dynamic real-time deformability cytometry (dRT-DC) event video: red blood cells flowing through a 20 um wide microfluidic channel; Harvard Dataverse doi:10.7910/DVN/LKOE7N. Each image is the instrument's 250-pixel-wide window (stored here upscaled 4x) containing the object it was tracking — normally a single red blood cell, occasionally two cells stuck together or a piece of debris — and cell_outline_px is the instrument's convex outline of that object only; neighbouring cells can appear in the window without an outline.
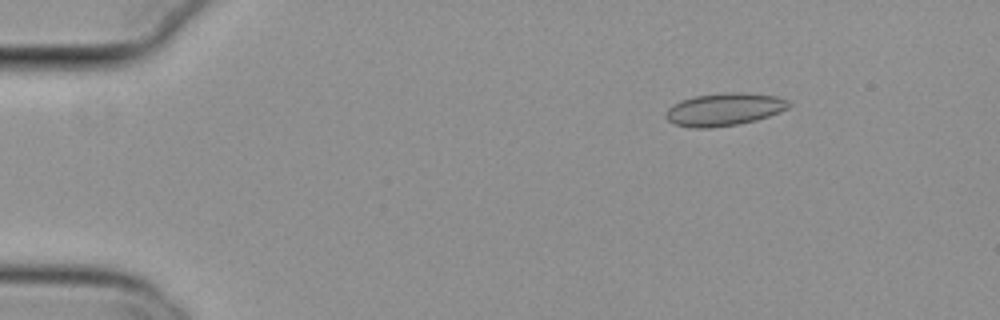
{"species": "common noctule bat (a hibernating species)", "species_latin": "Nyctalus noctula", "temperature_condition": "cold", "stored_images_in_passage": 54, "camera_frame_rate_fps": 3000, "um_per_image_px": 0.085, "animal": {"sex": "female", "body_mass_g": 29.2, "forearm_length_mm": 56.3}, "frame": {"image": 1, "passage_image": 8, "time_ms": 2.333, "image_size_px": [1000, 320], "cell_outline_px": [[792, 104], [788, 108], [780, 112], [756, 120], [736, 124], [708, 128], [692, 128], [676, 124], [668, 120], [664, 116], [664, 112], [672, 104], [680, 100], [696, 96], [724, 92], [744, 92], [776, 96], [788, 100]], "centroid_in_image_um": [61.55, 9.29], "position_along_channel_um": 23.5, "area_um2": 23.52}}
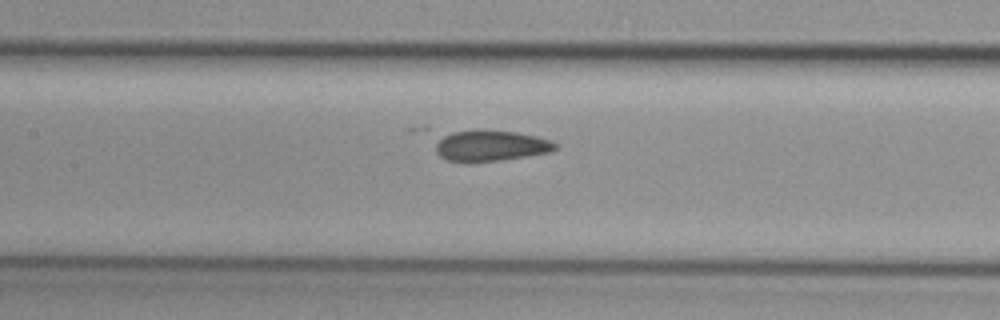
{"frame": {"image": 2, "passage_image": 26, "time_ms": 8.333, "image_size_px": [1000, 320], "cell_outline_px": [[556, 148], [552, 152], [528, 156], [472, 164], [464, 164], [448, 160], [440, 156], [436, 152], [436, 136], [452, 132], [480, 128], [484, 128], [516, 132], [536, 136], [552, 140], [556, 144]], "centroid_in_image_um": [41.64, 12.38], "position_along_channel_um": 165.8, "area_um2": 22.6}}
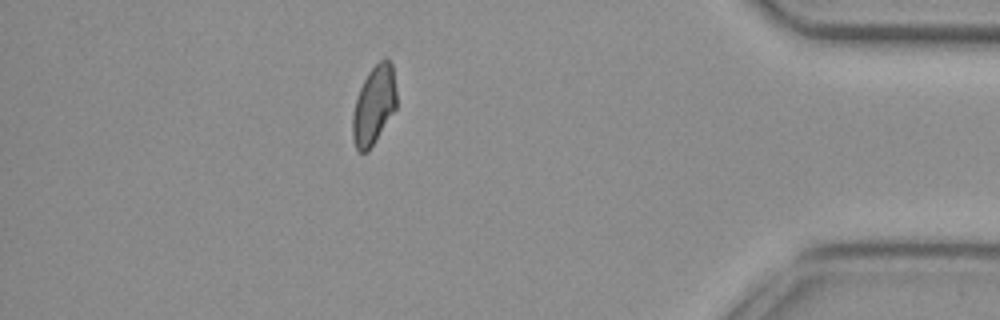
{"frame": {"image": 3, "passage_image": 48, "time_ms": 15.667, "image_size_px": [1000, 320], "cell_outline_px": [[396, 108], [368, 152], [360, 152], [356, 148], [352, 136], [352, 116], [356, 100], [360, 88], [368, 72], [384, 56], [392, 64], [396, 88]], "centroid_in_image_um": [31.78, 8.93], "position_along_channel_um": 403.4, "area_um2": 20.0}, "authors_computed_cell_mechanics": {"area_um2": 22.2241, "velocity_mm_per_s": 3.828, "shape_relaxation_time_tau1_ms": 5.0855, "shape_relaxation_time_tau2_ms": null, "deformation_change_tau1": 0.0921, "deformation_change_tau2": null}}